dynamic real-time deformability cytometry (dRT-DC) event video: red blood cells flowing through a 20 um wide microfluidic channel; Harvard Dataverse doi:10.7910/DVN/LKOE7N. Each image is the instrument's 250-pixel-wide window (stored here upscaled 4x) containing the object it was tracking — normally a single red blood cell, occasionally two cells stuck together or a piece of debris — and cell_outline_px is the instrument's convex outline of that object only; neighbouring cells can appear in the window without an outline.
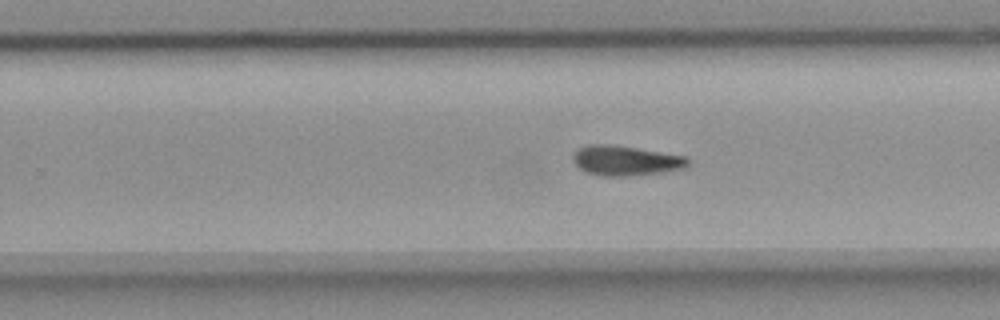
{"species": "common noctule bat (a hibernating species)", "species_latin": "Nyctalus noctula", "temperature_condition": "room temperature", "stored_images_in_passage": 23, "camera_frame_rate_fps": 3000, "um_per_image_px": 0.085, "animal": {"sex": "female", "body_mass_g": 18.4}, "frame": {"image": 1, "passage_image": 14, "time_ms": 4.333, "image_size_px": [1000, 320], "cell_outline_px": [[688, 164], [684, 168], [660, 172], [628, 176], [604, 176], [588, 172], [580, 168], [572, 160], [572, 156], [580, 148], [588, 144], [612, 144], [688, 156]], "centroid_in_image_um": [53.19, 13.64], "position_along_channel_um": 276.6, "area_um2": 19.88}}